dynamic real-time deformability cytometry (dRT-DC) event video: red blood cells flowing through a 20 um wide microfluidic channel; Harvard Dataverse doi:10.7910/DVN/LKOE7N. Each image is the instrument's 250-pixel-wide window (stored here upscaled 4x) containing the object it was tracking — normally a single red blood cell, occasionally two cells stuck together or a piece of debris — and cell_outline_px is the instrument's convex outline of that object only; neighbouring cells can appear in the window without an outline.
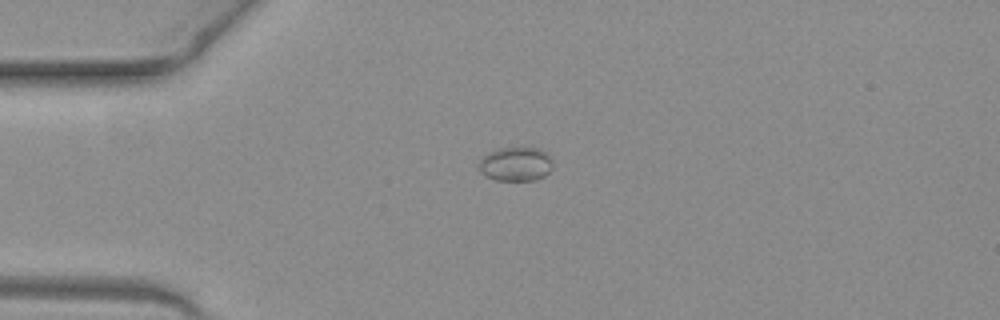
{"species": "common noctule bat (a hibernating species)", "species_latin": "Nyctalus noctula", "temperature_condition": "warm", "stored_images_in_passage": 33, "camera_frame_rate_fps": 3000, "um_per_image_px": 0.085, "animal": {"sex": "female", "body_mass_g": 19.3, "forearm_length_mm": 54.1}, "frame": {"image": 1, "passage_image": 1, "time_ms": 0.0, "image_size_px": [1000, 320], "cell_outline_px": [[552, 168], [544, 176], [536, 180], [496, 180], [484, 176], [480, 172], [476, 164], [488, 152], [496, 148], [540, 148], [548, 152], [552, 156]], "centroid_in_image_um": [43.83, 13.94], "position_along_channel_um": 41.2, "area_um2": 15.03}}
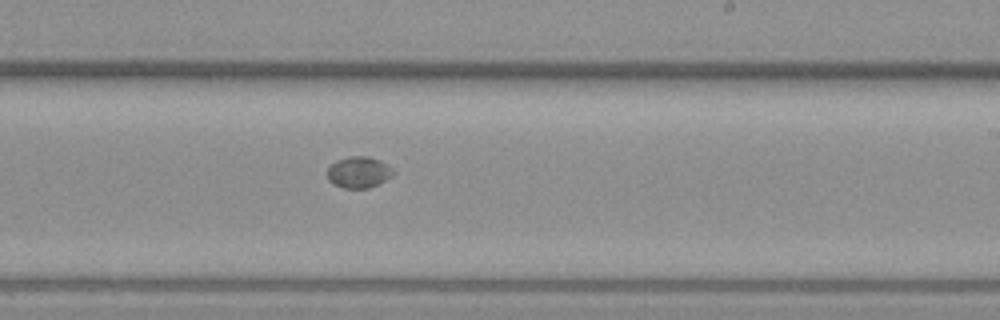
{"frame": {"image": 2, "passage_image": 19, "time_ms": 6.0, "image_size_px": [1000, 320], "cell_outline_px": [[396, 172], [392, 176], [368, 188], [344, 188], [332, 184], [328, 180], [328, 168], [336, 160], [348, 156], [368, 156], [380, 160], [388, 164]], "centroid_in_image_um": [30.49, 14.63], "position_along_channel_um": 258.5, "area_um2": 12.08}}
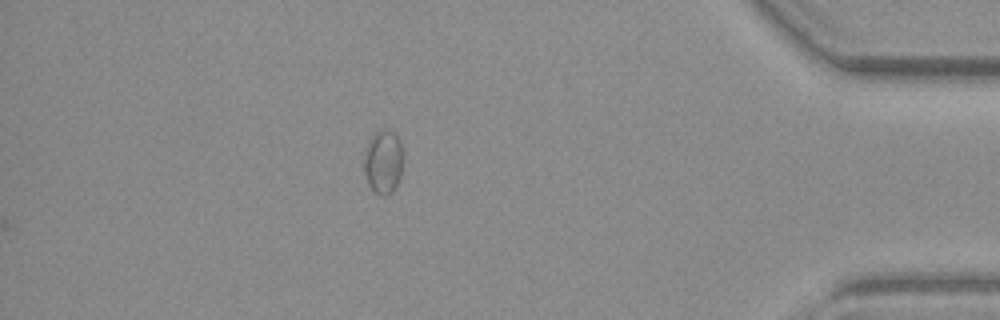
{"frame": {"image": 3, "passage_image": 33, "time_ms": 10.667, "image_size_px": [1000, 320], "cell_outline_px": [[404, 160], [400, 176], [396, 188], [392, 192], [384, 196], [380, 196], [368, 184], [364, 172], [364, 160], [368, 140], [380, 128], [388, 128], [400, 140], [404, 152]], "centroid_in_image_um": [32.61, 13.74], "position_along_channel_um": 402.6, "area_um2": 14.91}}